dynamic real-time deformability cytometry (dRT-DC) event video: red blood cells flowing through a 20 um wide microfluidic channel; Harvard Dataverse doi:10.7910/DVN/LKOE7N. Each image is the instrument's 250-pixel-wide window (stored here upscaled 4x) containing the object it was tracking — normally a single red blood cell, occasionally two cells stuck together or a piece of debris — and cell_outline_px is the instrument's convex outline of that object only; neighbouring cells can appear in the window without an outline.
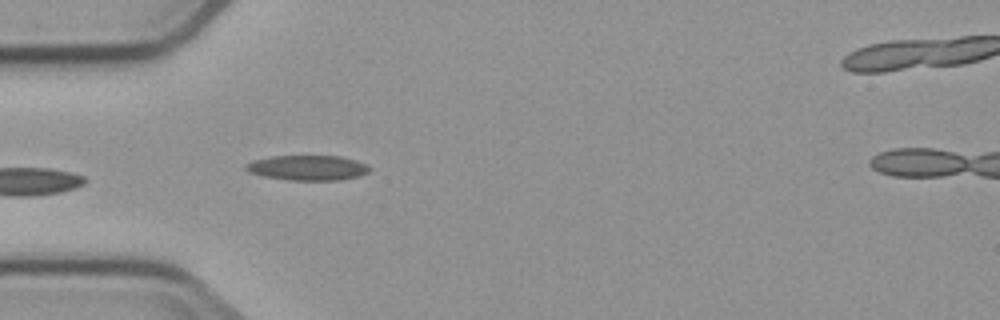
{"species": "common noctule bat (a hibernating species)", "species_latin": "Nyctalus noctula", "temperature_condition": "cold", "stored_images_in_passage": 5, "camera_frame_rate_fps": 3000, "um_per_image_px": 0.085, "animal": {"sex": "male", "body_mass_g": 23.1, "forearm_length_mm": 52.7}, "frame": {"image": 1, "passage_image": 5, "time_ms": 5.333, "image_size_px": [1000, 320], "cell_outline_px": [[372, 168], [368, 172], [356, 176], [340, 180], [288, 180], [264, 176], [252, 172], [244, 168], [244, 164], [252, 160], [272, 156], [340, 156], [356, 160], [368, 164]], "centroid_in_image_um": [26.16, 14.25], "position_along_channel_um": 58.8, "area_um2": 18.03}}